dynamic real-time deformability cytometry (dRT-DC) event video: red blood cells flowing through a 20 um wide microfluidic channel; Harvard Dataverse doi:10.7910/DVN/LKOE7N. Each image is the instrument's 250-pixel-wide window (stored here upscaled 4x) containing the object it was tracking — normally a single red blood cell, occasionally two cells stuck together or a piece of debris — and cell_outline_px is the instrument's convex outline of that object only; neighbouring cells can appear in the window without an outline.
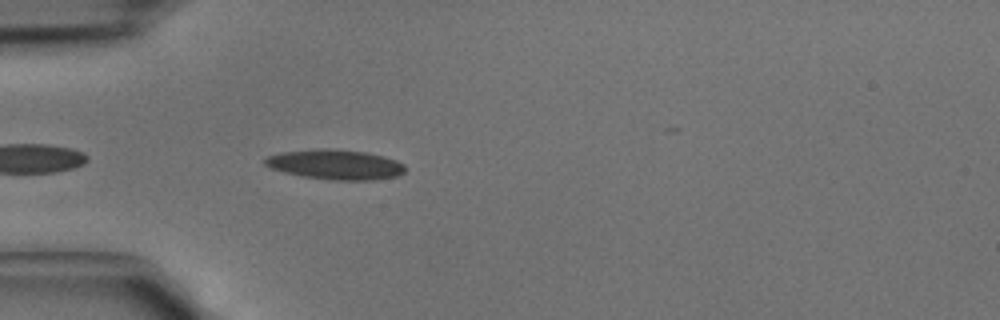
{"species": "common noctule bat (a hibernating species)", "species_latin": "Nyctalus noctula", "temperature_condition": "cold", "stored_images_in_passage": 6, "camera_frame_rate_fps": 3000, "um_per_image_px": 0.085, "animal": {"sex": "male", "body_mass_g": 15.6}, "frame": {"image": 1, "passage_image": 3, "time_ms": 0.667, "image_size_px": [1000, 320], "cell_outline_px": [[404, 172], [396, 176], [372, 180], [332, 180], [304, 176], [284, 172], [272, 168], [264, 164], [264, 160], [268, 156], [280, 152], [312, 148], [336, 148], [368, 152], [384, 156], [396, 160], [404, 164]], "centroid_in_image_um": [28.5, 13.96], "position_along_channel_um": 56.5, "area_um2": 24.62}}